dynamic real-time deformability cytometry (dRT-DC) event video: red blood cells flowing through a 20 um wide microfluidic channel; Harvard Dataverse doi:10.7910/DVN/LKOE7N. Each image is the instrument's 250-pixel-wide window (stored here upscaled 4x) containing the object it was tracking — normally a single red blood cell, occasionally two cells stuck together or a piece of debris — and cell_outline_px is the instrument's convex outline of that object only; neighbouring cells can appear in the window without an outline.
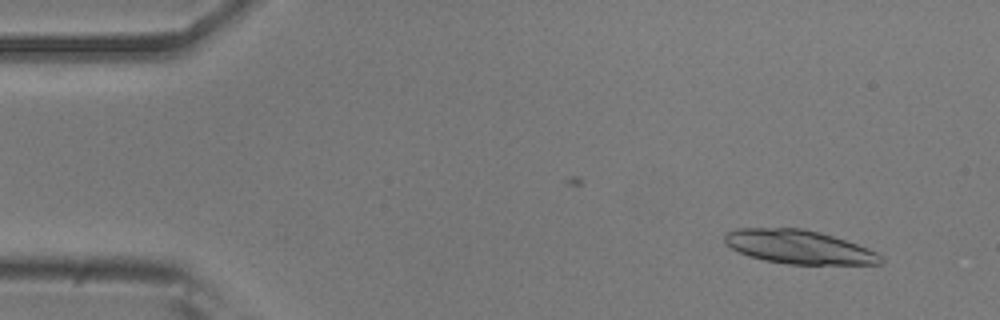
{"species": "common noctule bat (a hibernating species)", "species_latin": "Nyctalus noctula", "temperature_condition": "room temperature", "stored_images_in_passage": 49, "segment_of_instrument_passage": [1, 2], "camera_frame_rate_fps": 3000, "um_per_image_px": 0.085, "animal": {"sex": "male", "body_mass_g": 20.5, "forearm_length_mm": 52.5}, "frame": {"image": 1, "passage_image": 3, "time_ms": 0.667, "image_size_px": [1000, 320], "cell_outline_px": [[884, 260], [880, 264], [788, 264], [764, 260], [740, 252], [732, 248], [724, 240], [724, 236], [728, 232], [736, 228], [804, 228], [820, 232], [856, 244], [876, 252]], "centroid_in_image_um": [67.9, 20.98], "position_along_channel_um": 17.1, "area_um2": 30.23}}